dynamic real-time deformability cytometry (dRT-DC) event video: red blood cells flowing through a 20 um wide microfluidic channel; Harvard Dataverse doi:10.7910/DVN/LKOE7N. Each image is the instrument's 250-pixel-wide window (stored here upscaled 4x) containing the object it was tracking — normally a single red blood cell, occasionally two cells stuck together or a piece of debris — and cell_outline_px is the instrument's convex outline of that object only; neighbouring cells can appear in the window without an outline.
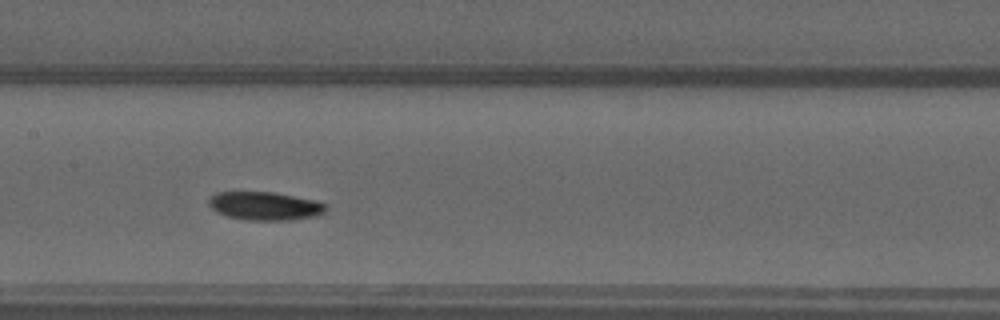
{"species": "common noctule bat (a hibernating species)", "species_latin": "Nyctalus noctula", "temperature_condition": "warm", "stored_images_in_passage": 27, "camera_frame_rate_fps": 3000, "um_per_image_px": 0.085, "animal": {"sex": "male", "forearm_length_mm": 52.5}, "frame": {"image": 1, "passage_image": 12, "time_ms": 3.667, "image_size_px": [1000, 320], "cell_outline_px": [[328, 208], [324, 212], [316, 216], [292, 220], [244, 220], [228, 216], [216, 212], [208, 204], [208, 200], [216, 192], [272, 192], [316, 200], [324, 204]], "centroid_in_image_um": [22.52, 17.51], "position_along_channel_um": 184.9, "area_um2": 19.36}, "authors_computed_cell_mechanics": {"area_um2": 19.363, "velocity_mm_per_s": 3.983, "shape_relaxation_time_tau1_ms": 2.4618, "shape_relaxation_time_tau2_ms": null, "deformation_change_tau1": 0.1139, "deformation_change_tau2": null}}